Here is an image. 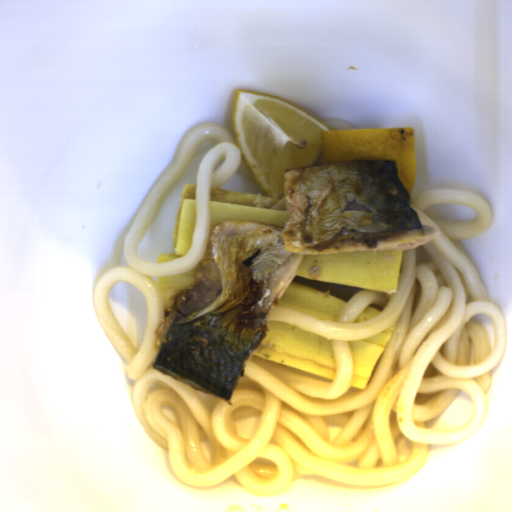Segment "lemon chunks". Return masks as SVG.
Returning a JSON list of instances; mask_svg holds the SVG:
<instances>
[{
  "instance_id": "1",
  "label": "lemon chunks",
  "mask_w": 512,
  "mask_h": 512,
  "mask_svg": "<svg viewBox=\"0 0 512 512\" xmlns=\"http://www.w3.org/2000/svg\"><path fill=\"white\" fill-rule=\"evenodd\" d=\"M231 123L242 163L269 195L285 199L286 168L374 159L396 162L410 195L417 174L414 127L332 130L296 104L273 94L236 89Z\"/></svg>"
}]
</instances>
